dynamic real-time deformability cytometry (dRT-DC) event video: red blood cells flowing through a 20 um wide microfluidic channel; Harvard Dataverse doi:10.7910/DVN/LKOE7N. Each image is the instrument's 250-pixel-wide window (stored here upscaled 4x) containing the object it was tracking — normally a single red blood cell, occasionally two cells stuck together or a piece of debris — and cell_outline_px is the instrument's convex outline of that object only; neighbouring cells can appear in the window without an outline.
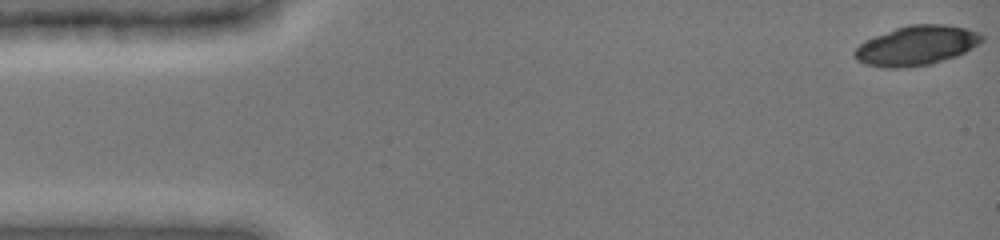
{"species": "common noctule bat (a hibernating species)", "species_latin": "Nyctalus noctula", "temperature_condition": "cold", "stored_images_in_passage": 6, "camera_frame_rate_fps": 3000, "um_per_image_px": 0.085, "animal": {"sex": "female", "body_mass_g": 19.0, "forearm_length_mm": 51.5}, "frame": {"image": 1, "passage_image": 1, "time_ms": 0.0, "image_size_px": [1000, 240], "cell_outline_px": [[984, 40], [972, 48], [956, 56], [932, 64], [904, 68], [880, 68], [864, 64], [856, 60], [852, 56], [852, 52], [864, 40], [896, 28], [908, 24], [948, 24], [980, 32], [984, 36]], "centroid_in_image_um": [77.87, 3.88], "position_along_channel_um": 7.1, "area_um2": 29.77}}